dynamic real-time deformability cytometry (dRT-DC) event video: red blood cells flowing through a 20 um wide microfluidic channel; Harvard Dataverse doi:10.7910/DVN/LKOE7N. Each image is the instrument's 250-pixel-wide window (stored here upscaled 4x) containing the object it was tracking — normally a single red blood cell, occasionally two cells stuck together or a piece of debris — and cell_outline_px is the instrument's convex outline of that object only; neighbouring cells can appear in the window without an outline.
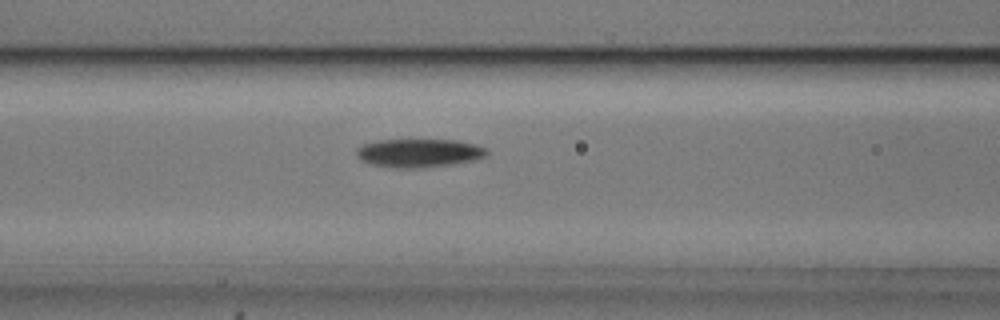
{"species": "common noctule bat (a hibernating species)", "species_latin": "Nyctalus noctula", "temperature_condition": "cold", "stored_images_in_passage": 19, "camera_frame_rate_fps": 3000, "um_per_image_px": 0.085, "animal": {"sex": "male", "body_mass_g": 20.5, "forearm_length_mm": 52.5}, "frame": {"image": 1, "passage_image": 14, "time_ms": 4.333, "image_size_px": [1000, 320], "cell_outline_px": [[488, 152], [484, 156], [472, 160], [452, 164], [424, 168], [396, 168], [372, 164], [360, 160], [356, 156], [356, 148], [364, 144], [376, 140], [456, 140], [476, 144], [484, 148]], "centroid_in_image_um": [35.56, 13.0], "position_along_channel_um": 131.0, "area_um2": 21.56}}